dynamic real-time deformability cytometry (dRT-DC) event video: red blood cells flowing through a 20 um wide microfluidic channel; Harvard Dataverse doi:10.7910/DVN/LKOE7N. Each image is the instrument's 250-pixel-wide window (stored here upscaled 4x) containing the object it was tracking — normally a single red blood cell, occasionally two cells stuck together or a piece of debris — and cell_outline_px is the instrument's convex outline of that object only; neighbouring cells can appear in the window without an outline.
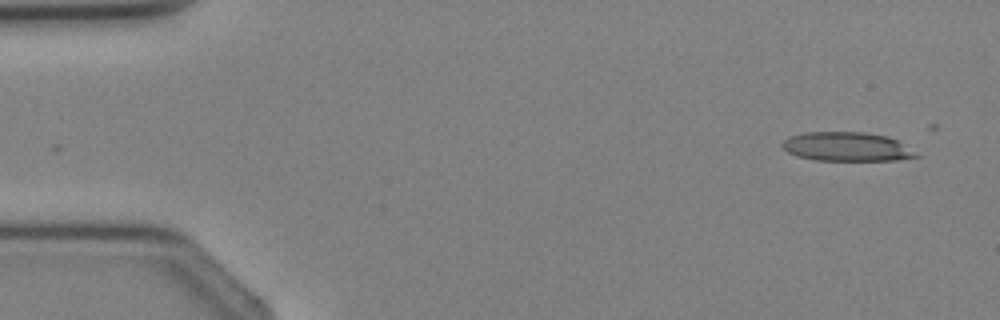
{"species": "Egyptian fruit bat (a non-hibernating species)", "species_latin": "Rousettus aegyptiacus", "temperature_condition": "cold", "stored_images_in_passage": 2, "camera_frame_rate_fps": 3000, "um_per_image_px": 0.085, "animal": {"sex": "female"}, "frame": {"image": 1, "passage_image": 2, "time_ms": 1.0, "image_size_px": [1000, 320], "cell_outline_px": [[920, 156], [896, 160], [816, 160], [796, 156], [788, 152], [784, 148], [784, 140], [788, 136], [804, 132], [864, 132], [888, 136], [900, 140]], "centroid_in_image_um": [72.0, 12.46], "position_along_channel_um": 13.0, "area_um2": 22.66}}